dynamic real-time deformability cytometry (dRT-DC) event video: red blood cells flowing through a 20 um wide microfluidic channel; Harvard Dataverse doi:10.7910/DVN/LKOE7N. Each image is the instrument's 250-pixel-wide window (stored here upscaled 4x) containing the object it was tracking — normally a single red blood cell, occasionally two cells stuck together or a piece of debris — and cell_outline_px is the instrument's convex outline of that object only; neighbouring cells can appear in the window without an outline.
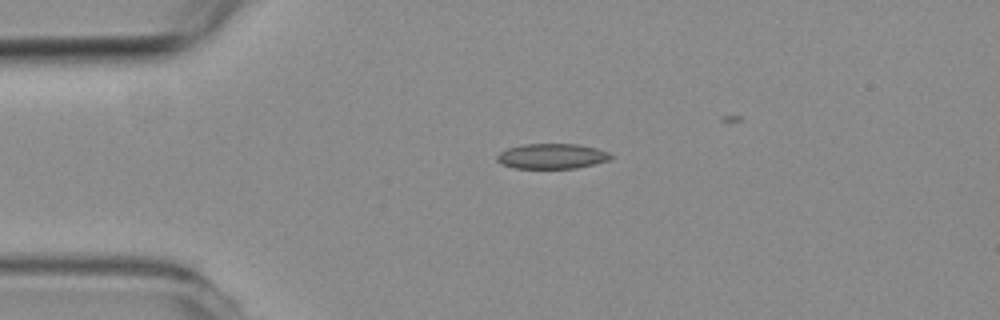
{"species": "common noctule bat (a hibernating species)", "species_latin": "Nyctalus noctula", "temperature_condition": "room temperature", "stored_images_in_passage": 3, "camera_frame_rate_fps": 3000, "um_per_image_px": 0.085, "animal": {"sex": "female", "body_mass_g": 19.3, "forearm_length_mm": 54.1}, "frame": {"image": 1, "passage_image": 1, "time_ms": 0.0, "image_size_px": [1000, 320], "cell_outline_px": [[612, 156], [608, 160], [576, 168], [512, 168], [500, 164], [496, 160], [496, 156], [500, 152], [508, 148], [524, 144], [580, 144], [596, 148], [608, 152]], "centroid_in_image_um": [46.86, 13.27], "position_along_channel_um": 38.1, "area_um2": 16.65}}
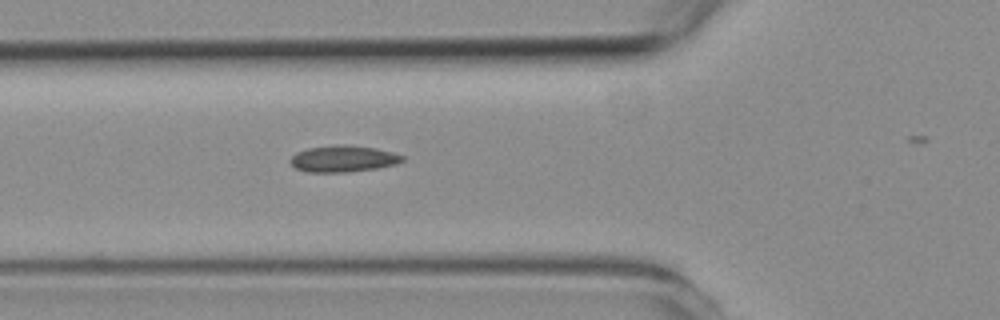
{"frame": {"image": 2, "passage_image": 3, "time_ms": 2.333, "image_size_px": [1000, 320], "cell_outline_px": [[404, 160], [396, 164], [376, 168], [348, 172], [308, 172], [296, 168], [288, 160], [296, 152], [308, 148], [376, 148], [392, 152], [404, 156]], "centroid_in_image_um": [29.17, 13.55], "position_along_channel_um": 96.6, "area_um2": 16.24}}